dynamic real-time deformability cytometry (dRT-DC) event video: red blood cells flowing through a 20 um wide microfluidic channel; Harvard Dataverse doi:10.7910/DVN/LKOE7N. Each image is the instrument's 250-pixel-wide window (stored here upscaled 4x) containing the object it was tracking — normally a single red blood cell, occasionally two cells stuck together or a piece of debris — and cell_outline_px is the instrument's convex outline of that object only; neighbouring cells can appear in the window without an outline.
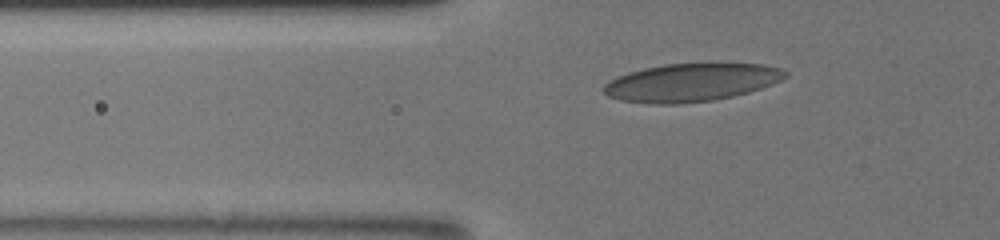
{"species": "human", "species_latin": "Homo sapiens", "temperature_condition": "room temperature", "stored_images_in_passage": 27, "camera_frame_rate_fps": 3000, "um_per_image_px": 0.085, "donor": {"sex": "male"}, "frame": {"image": 1, "passage_image": 10, "time_ms": 3.667, "image_size_px": [1000, 240], "cell_outline_px": [[788, 76], [772, 84], [748, 92], [732, 96], [712, 100], [680, 104], [652, 104], [620, 100], [608, 96], [604, 92], [604, 84], [608, 80], [616, 76], [628, 72], [644, 68], [664, 64], [712, 60], [764, 64], [780, 68], [788, 72]], "centroid_in_image_um": [58.79, 6.95], "position_along_channel_um": 67.0, "area_um2": 41.56}}
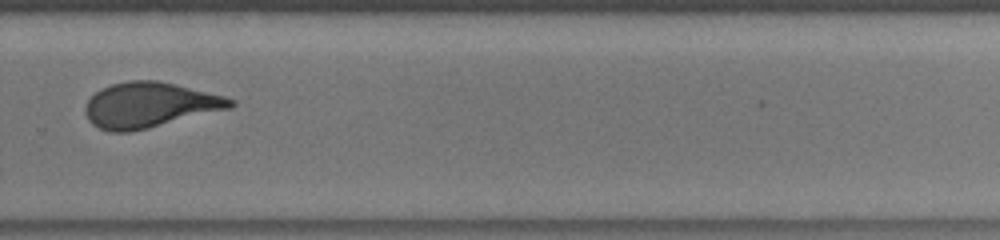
{"frame": {"image": 2, "passage_image": 18, "time_ms": 10.0, "image_size_px": [1000, 240], "cell_outline_px": [[236, 104], [232, 108], [132, 132], [112, 132], [100, 128], [92, 124], [88, 120], [84, 112], [84, 104], [100, 88], [112, 84], [128, 80], [156, 80], [176, 84], [224, 96], [236, 100]], "centroid_in_image_um": [12.7, 8.93], "position_along_channel_um": 317.1, "area_um2": 38.49}}
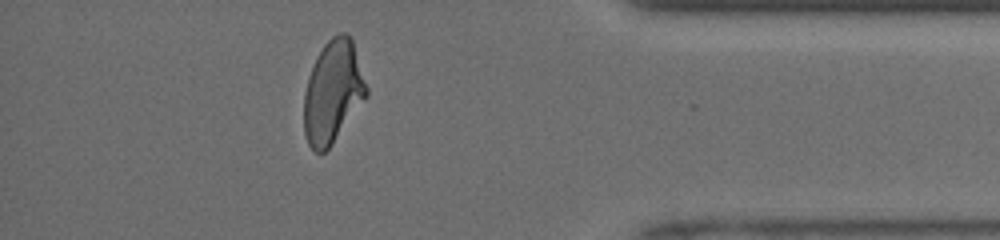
{"frame": {"image": 3, "passage_image": 23, "time_ms": 12.667, "image_size_px": [1000, 240], "cell_outline_px": [[368, 96], [332, 144], [324, 152], [316, 152], [308, 144], [304, 132], [304, 92], [308, 76], [316, 56], [324, 44], [332, 36], [340, 32], [344, 32], [352, 40], [368, 88]], "centroid_in_image_um": [28.29, 7.81], "position_along_channel_um": 406.9, "area_um2": 37.28}}